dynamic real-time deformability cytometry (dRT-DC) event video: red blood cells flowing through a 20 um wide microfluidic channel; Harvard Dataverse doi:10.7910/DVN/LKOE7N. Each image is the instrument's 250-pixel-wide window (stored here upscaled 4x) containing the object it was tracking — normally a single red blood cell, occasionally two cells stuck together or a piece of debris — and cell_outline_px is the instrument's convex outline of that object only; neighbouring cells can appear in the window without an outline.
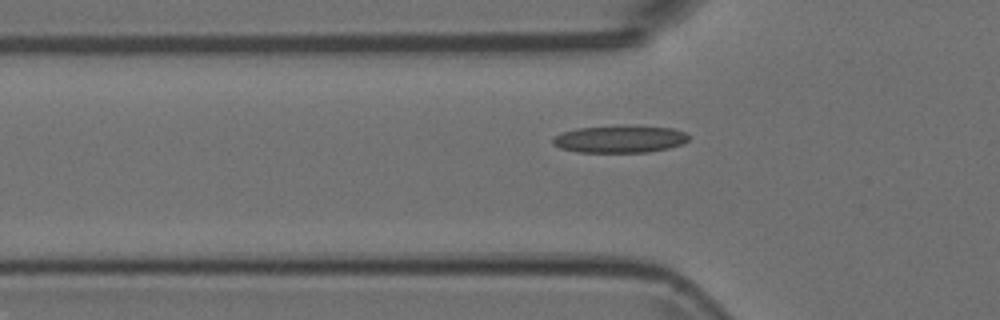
{"species": "Egyptian fruit bat (a non-hibernating species)", "species_latin": "Rousettus aegyptiacus", "temperature_condition": "room temperature", "stored_images_in_passage": 32, "camera_frame_rate_fps": 3000, "um_per_image_px": 0.085, "animal": {"sex": "female"}, "frame": {"image": 1, "passage_image": 8, "time_ms": 2.333, "image_size_px": [1000, 320], "cell_outline_px": [[692, 136], [684, 144], [668, 148], [648, 152], [580, 152], [560, 148], [552, 144], [552, 136], [560, 132], [576, 128], [624, 124], [672, 128], [684, 132]], "centroid_in_image_um": [52.68, 11.8], "position_along_channel_um": 73.1, "area_um2": 22.25}}
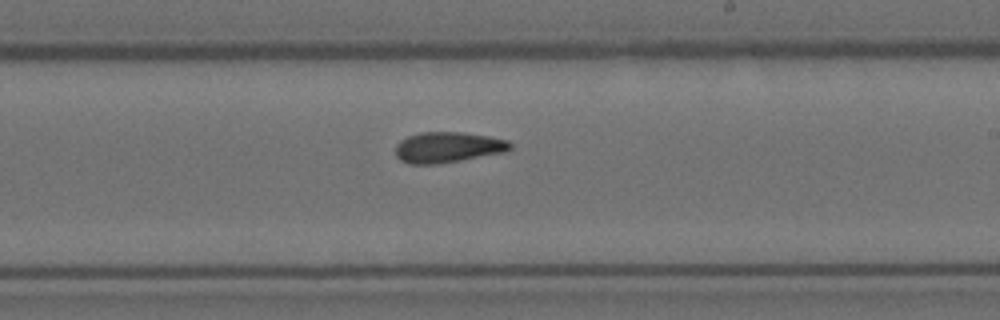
{"frame": {"image": 2, "passage_image": 22, "time_ms": 7.0, "image_size_px": [1000, 320], "cell_outline_px": [[512, 148], [508, 152], [436, 164], [408, 164], [400, 160], [396, 156], [396, 144], [400, 140], [408, 136], [420, 132], [460, 132], [488, 136], [508, 140], [512, 144]], "centroid_in_image_um": [38.08, 12.52], "position_along_channel_um": 250.9, "area_um2": 20.63}}
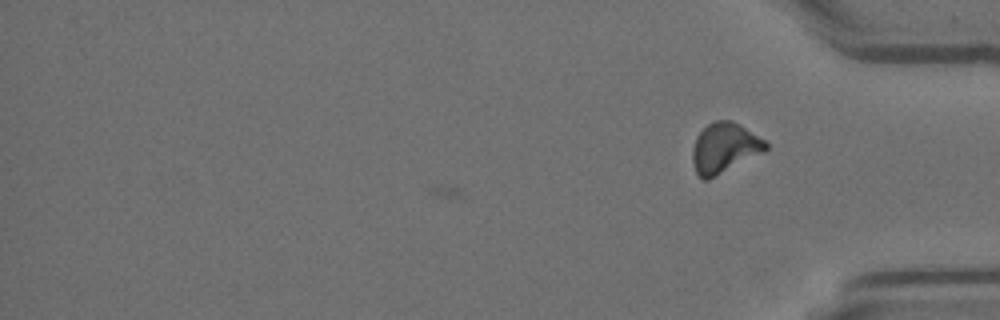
{"frame": {"image": 3, "passage_image": 32, "time_ms": 10.333, "image_size_px": [1000, 320], "cell_outline_px": [[768, 148], [764, 152], [708, 180], [704, 180], [696, 172], [692, 160], [692, 148], [696, 136], [708, 124], [716, 120], [732, 120], [740, 124], [764, 140], [768, 144]], "centroid_in_image_um": [61.57, 12.57], "position_along_channel_um": 373.6, "area_um2": 21.33}}